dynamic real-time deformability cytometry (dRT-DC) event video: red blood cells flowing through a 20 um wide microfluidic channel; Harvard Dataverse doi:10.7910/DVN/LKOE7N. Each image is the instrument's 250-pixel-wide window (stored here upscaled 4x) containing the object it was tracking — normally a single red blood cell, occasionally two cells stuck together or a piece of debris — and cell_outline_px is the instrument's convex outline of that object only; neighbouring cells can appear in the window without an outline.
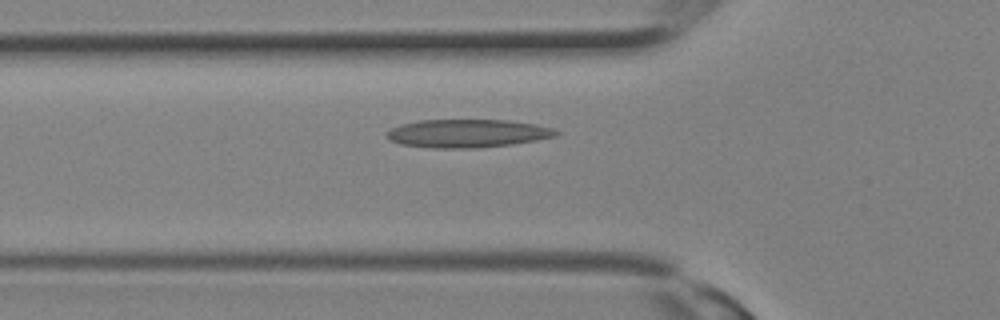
{"species": "Egyptian fruit bat (a non-hibernating species)", "species_latin": "Rousettus aegyptiacus", "temperature_condition": "room temperature", "stored_images_in_passage": 16, "camera_frame_rate_fps": 3000, "um_per_image_px": 0.085, "animal": {"sex": "female"}, "frame": {"image": 1, "passage_image": 10, "time_ms": 3.0, "image_size_px": [1000, 320], "cell_outline_px": [[560, 132], [556, 136], [536, 140], [512, 144], [472, 148], [432, 148], [400, 144], [392, 140], [388, 136], [388, 132], [392, 128], [400, 124], [416, 120], [508, 120], [536, 124], [552, 128]], "centroid_in_image_um": [39.75, 11.33], "position_along_channel_um": 86.1, "area_um2": 27.69}}
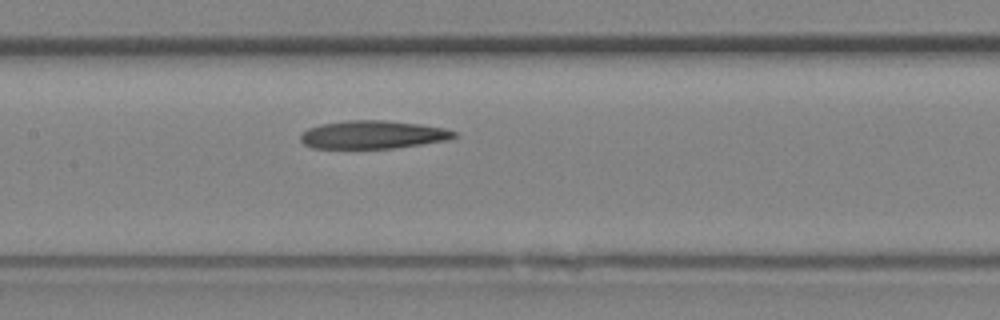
{"frame": {"image": 2, "passage_image": 14, "time_ms": 4.333, "image_size_px": [1000, 320], "cell_outline_px": [[460, 136], [448, 140], [392, 148], [312, 148], [304, 144], [300, 140], [300, 136], [308, 128], [320, 124], [348, 120], [384, 120], [420, 124], [444, 128], [460, 132]], "centroid_in_image_um": [31.73, 11.44], "position_along_channel_um": 175.7, "area_um2": 25.26}}
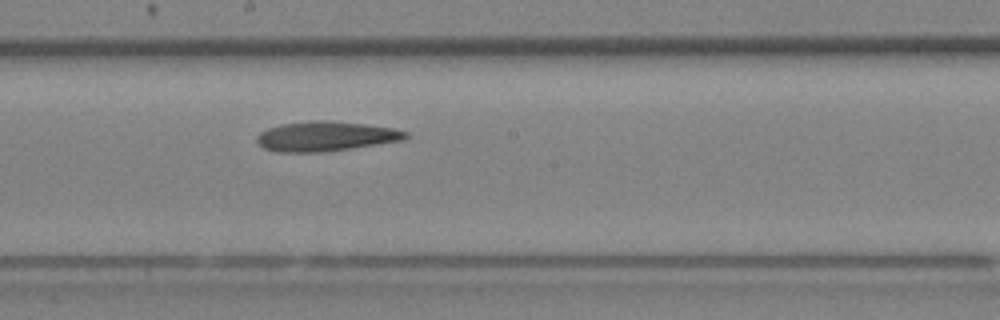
{"frame": {"image": 3, "passage_image": 16, "time_ms": 5.0, "image_size_px": [1000, 320], "cell_outline_px": [[408, 136], [404, 140], [324, 152], [276, 152], [264, 148], [256, 144], [256, 136], [260, 132], [268, 128], [280, 124], [308, 120], [328, 120], [364, 124], [396, 128], [408, 132]], "centroid_in_image_um": [27.65, 11.58], "position_along_channel_um": 220.5, "area_um2": 26.07}}